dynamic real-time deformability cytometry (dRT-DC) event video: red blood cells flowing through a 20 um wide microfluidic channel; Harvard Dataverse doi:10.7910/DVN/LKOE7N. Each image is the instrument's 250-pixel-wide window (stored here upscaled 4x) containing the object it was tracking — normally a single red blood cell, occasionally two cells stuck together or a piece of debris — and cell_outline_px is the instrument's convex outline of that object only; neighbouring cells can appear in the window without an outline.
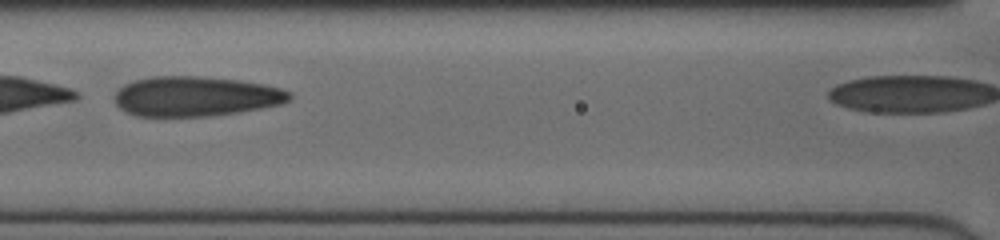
{"species": "human", "species_latin": "Homo sapiens", "temperature_condition": "cold", "stored_images_in_passage": 34, "camera_frame_rate_fps": 3000, "um_per_image_px": 0.085, "donor": {"sex": "female"}, "frame": {"image": 1, "passage_image": 13, "time_ms": 4.0, "image_size_px": [1000, 240], "cell_outline_px": [[292, 96], [288, 100], [280, 104], [260, 108], [236, 112], [208, 116], [136, 116], [124, 112], [116, 104], [112, 96], [124, 84], [136, 80], [152, 76], [200, 76], [240, 80], [280, 88], [292, 92]], "centroid_in_image_um": [16.58, 8.19], "position_along_channel_um": 150.0, "area_um2": 40.63}}
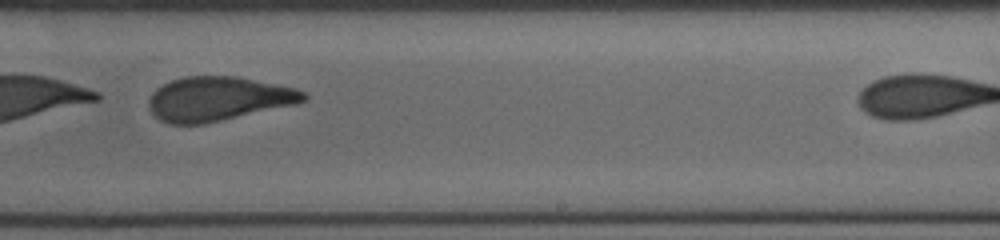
{"frame": {"image": 2, "passage_image": 22, "time_ms": 7.0, "image_size_px": [1000, 240], "cell_outline_px": [[308, 100], [292, 104], [204, 124], [168, 124], [160, 120], [152, 112], [148, 104], [148, 100], [152, 92], [156, 88], [172, 80], [184, 76], [236, 76], [296, 88], [304, 92], [308, 96]], "centroid_in_image_um": [18.51, 8.39], "position_along_channel_um": 270.5, "area_um2": 39.54}}
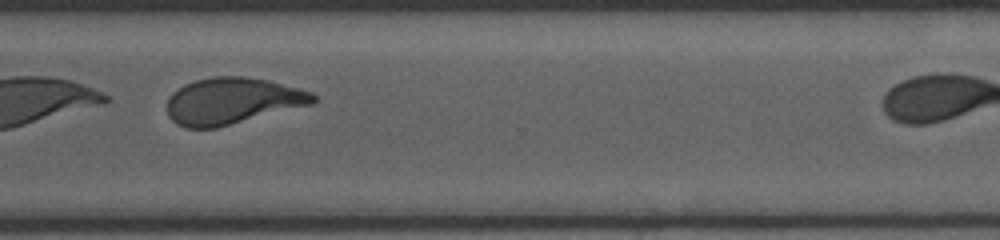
{"frame": {"image": 3, "passage_image": 28, "time_ms": 9.0, "image_size_px": [1000, 240], "cell_outline_px": [[316, 100], [312, 104], [216, 128], [184, 128], [176, 124], [168, 116], [168, 96], [176, 88], [184, 84], [196, 80], [212, 76], [244, 76], [268, 80], [312, 92], [316, 96]], "centroid_in_image_um": [19.71, 8.58], "position_along_channel_um": 350.9, "area_um2": 39.65}}